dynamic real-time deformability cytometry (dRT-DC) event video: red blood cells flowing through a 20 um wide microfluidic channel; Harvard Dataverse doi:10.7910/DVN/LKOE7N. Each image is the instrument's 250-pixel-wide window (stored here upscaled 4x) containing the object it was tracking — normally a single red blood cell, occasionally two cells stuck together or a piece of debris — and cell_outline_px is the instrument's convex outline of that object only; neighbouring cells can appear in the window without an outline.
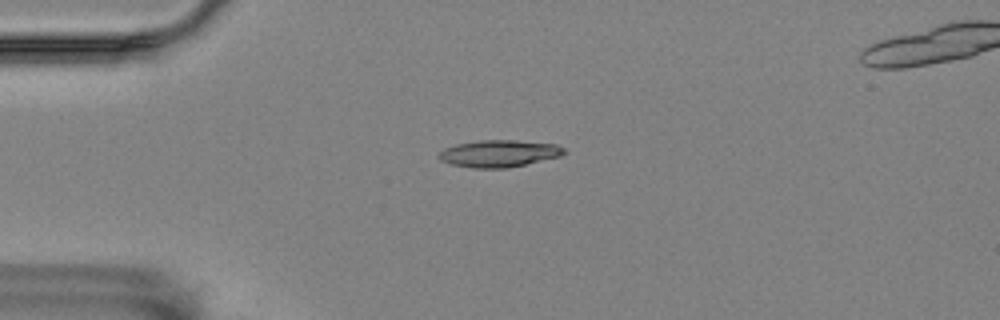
{"species": "Egyptian fruit bat (a non-hibernating species)", "species_latin": "Rousettus aegyptiacus", "temperature_condition": "room temperature", "stored_images_in_passage": 34, "camera_frame_rate_fps": 3000, "um_per_image_px": 0.085, "animal": {"sex": "female"}, "frame": {"image": 1, "passage_image": 2, "time_ms": 0.333, "image_size_px": [1000, 320], "cell_outline_px": [[568, 152], [560, 156], [508, 168], [472, 168], [452, 164], [440, 160], [440, 152], [444, 148], [456, 144], [480, 140], [516, 140], [556, 144], [564, 148]], "centroid_in_image_um": [42.44, 13.04], "position_along_channel_um": 42.6, "area_um2": 19.65}}
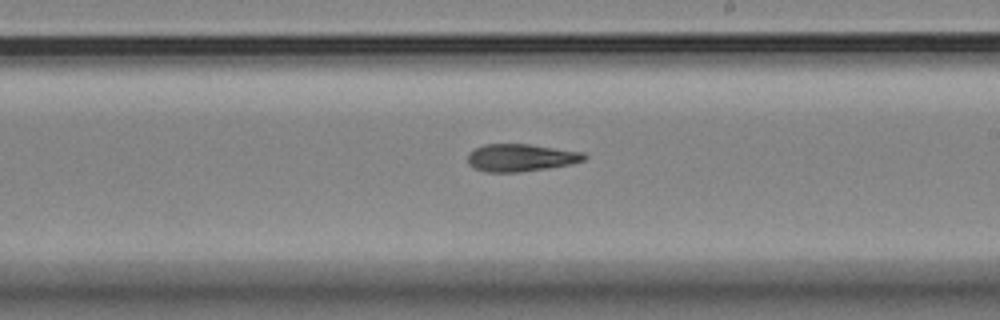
{"frame": {"image": 2, "passage_image": 21, "time_ms": 6.667, "image_size_px": [1000, 320], "cell_outline_px": [[588, 156], [584, 160], [568, 164], [548, 168], [520, 172], [484, 172], [468, 164], [468, 156], [476, 148], [484, 144], [528, 144], [584, 152]], "centroid_in_image_um": [44.28, 13.4], "position_along_channel_um": 244.7, "area_um2": 18.5}}
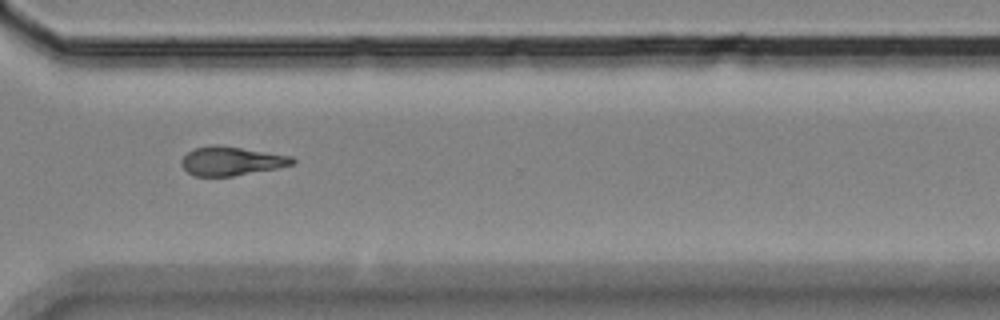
{"frame": {"image": 3, "passage_image": 30, "time_ms": 9.667, "image_size_px": [1000, 320], "cell_outline_px": [[296, 160], [292, 164], [276, 168], [232, 176], [196, 176], [188, 172], [180, 164], [180, 160], [188, 152], [196, 148], [212, 144], [220, 144], [292, 156]], "centroid_in_image_um": [19.64, 13.67], "position_along_channel_um": 351.0, "area_um2": 18.61}}